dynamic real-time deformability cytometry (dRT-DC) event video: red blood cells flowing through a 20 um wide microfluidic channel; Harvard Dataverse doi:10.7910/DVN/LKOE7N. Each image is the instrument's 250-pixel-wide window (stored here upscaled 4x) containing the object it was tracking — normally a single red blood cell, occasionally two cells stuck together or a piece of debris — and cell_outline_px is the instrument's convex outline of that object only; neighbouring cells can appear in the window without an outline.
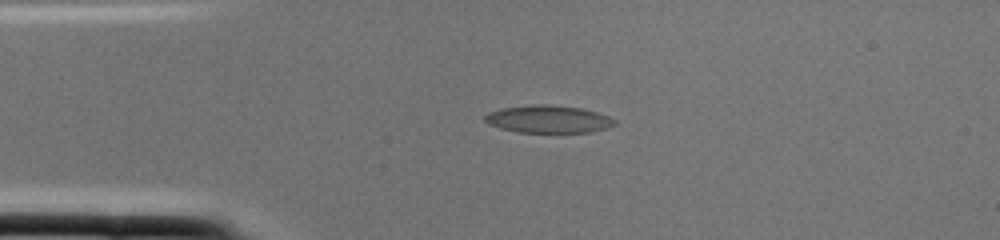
{"species": "common noctule bat (a hibernating species)", "species_latin": "Nyctalus noctula", "temperature_condition": "cold", "stored_images_in_passage": 1, "camera_frame_rate_fps": 3000, "um_per_image_px": 0.085, "animal": {"sex": "female", "body_mass_g": 22.0, "forearm_length_mm": 56.7}, "frame": {"image": 1, "passage_image": 1, "time_ms": 0.0, "image_size_px": [1000, 240], "cell_outline_px": [[616, 124], [604, 128], [588, 132], [516, 132], [500, 128], [488, 124], [484, 120], [484, 116], [488, 112], [504, 108], [536, 104], [548, 104], [580, 108], [596, 112], [608, 116], [616, 120]], "centroid_in_image_um": [46.57, 10.12], "position_along_channel_um": 38.4, "area_um2": 20.63}}